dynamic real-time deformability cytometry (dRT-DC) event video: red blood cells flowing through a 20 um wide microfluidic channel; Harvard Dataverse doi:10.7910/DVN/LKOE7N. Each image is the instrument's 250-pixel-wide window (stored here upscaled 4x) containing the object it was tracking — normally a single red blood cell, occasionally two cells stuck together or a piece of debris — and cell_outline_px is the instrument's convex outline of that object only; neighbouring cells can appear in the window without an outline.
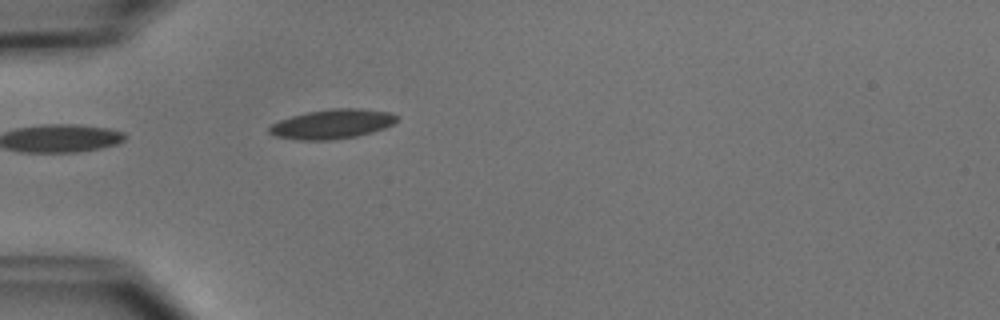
{"species": "common noctule bat (a hibernating species)", "species_latin": "Nyctalus noctula", "temperature_condition": "cold", "stored_images_in_passage": 5, "camera_frame_rate_fps": 3000, "um_per_image_px": 0.085, "animal": {"sex": "male", "body_mass_g": 15.6}, "frame": {"image": 1, "passage_image": 5, "time_ms": 5.0, "image_size_px": [1000, 320], "cell_outline_px": [[400, 116], [392, 124], [384, 128], [356, 136], [328, 140], [300, 140], [276, 136], [268, 132], [268, 128], [272, 124], [280, 120], [292, 116], [308, 112], [332, 108], [360, 108], [392, 112]], "centroid_in_image_um": [28.25, 10.53], "position_along_channel_um": 56.7, "area_um2": 21.79}}